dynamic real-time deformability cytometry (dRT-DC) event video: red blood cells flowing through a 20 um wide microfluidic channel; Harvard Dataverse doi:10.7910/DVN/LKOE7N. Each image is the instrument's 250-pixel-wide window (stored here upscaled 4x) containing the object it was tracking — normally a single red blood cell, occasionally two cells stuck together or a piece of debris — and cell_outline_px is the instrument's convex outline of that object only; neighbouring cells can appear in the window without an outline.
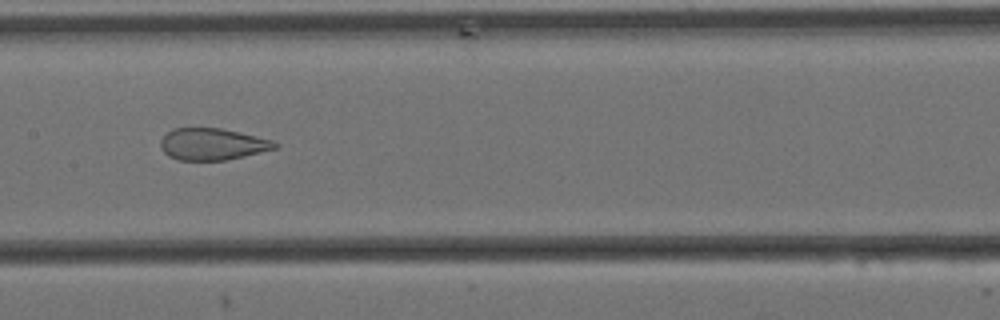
{"species": "Egyptian fruit bat (a non-hibernating species)", "species_latin": "Rousettus aegyptiacus", "temperature_condition": "cold", "stored_images_in_passage": 9, "camera_frame_rate_fps": 3000, "um_per_image_px": 0.085, "animal": {"sex": "female"}, "frame": {"image": 1, "passage_image": 6, "time_ms": 1.667, "image_size_px": [1000, 320], "cell_outline_px": [[280, 148], [228, 160], [176, 160], [168, 156], [160, 148], [160, 140], [172, 128], [220, 128], [272, 140], [280, 144]], "centroid_in_image_um": [18.07, 12.27], "position_along_channel_um": 189.3, "area_um2": 21.33}}
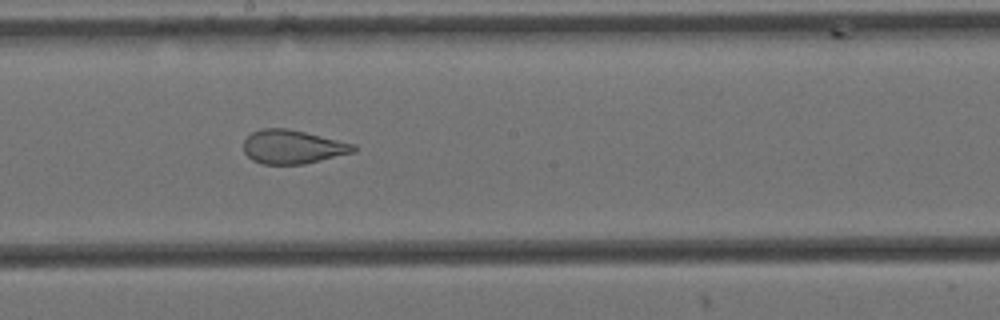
{"frame": {"image": 2, "passage_image": 7, "time_ms": 2.0, "image_size_px": [1000, 320], "cell_outline_px": [[356, 152], [304, 164], [264, 164], [252, 160], [244, 152], [244, 140], [252, 132], [260, 128], [288, 128], [356, 144]], "centroid_in_image_um": [24.89, 12.48], "position_along_channel_um": 223.3, "area_um2": 21.73}}
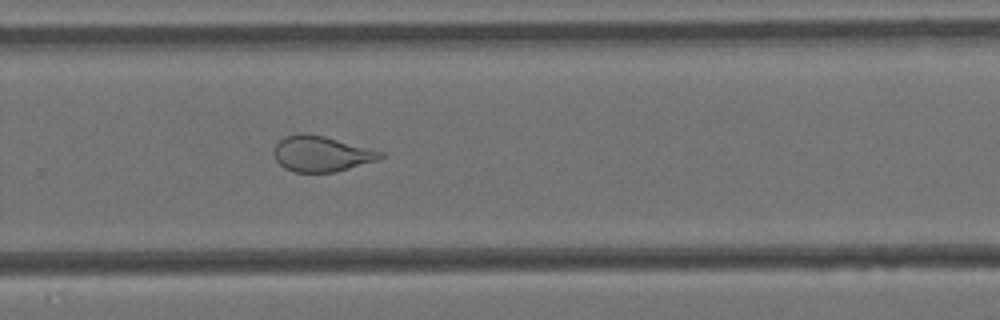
{"frame": {"image": 3, "passage_image": 9, "time_ms": 2.667, "image_size_px": [1000, 320], "cell_outline_px": [[384, 156], [380, 160], [336, 172], [292, 172], [284, 168], [276, 160], [272, 152], [276, 144], [284, 136], [304, 132], [324, 136], [384, 152]], "centroid_in_image_um": [27.31, 13.08], "position_along_channel_um": 302.5, "area_um2": 22.31}}